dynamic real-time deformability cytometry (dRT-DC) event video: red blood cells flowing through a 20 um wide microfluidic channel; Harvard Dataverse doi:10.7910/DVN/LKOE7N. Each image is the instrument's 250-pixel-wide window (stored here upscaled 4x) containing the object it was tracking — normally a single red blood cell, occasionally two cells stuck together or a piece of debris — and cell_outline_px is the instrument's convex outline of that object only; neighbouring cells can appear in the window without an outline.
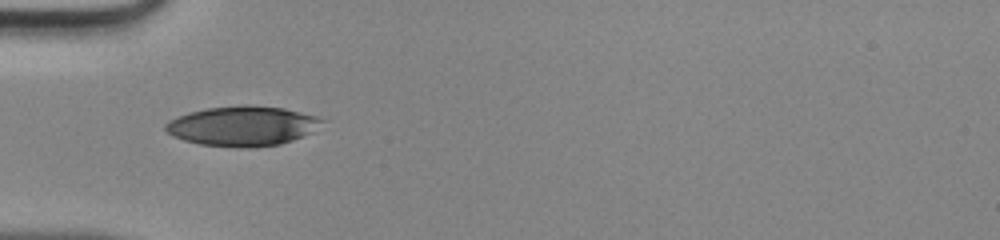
{"species": "human", "species_latin": "Homo sapiens", "temperature_condition": "room temperature", "stored_images_in_passage": 33, "camera_frame_rate_fps": 3000, "um_per_image_px": 0.085, "donor": {"sex": "male"}, "frame": {"image": 1, "passage_image": 1, "time_ms": 0.0, "image_size_px": [1000, 240], "cell_outline_px": [[328, 120], [312, 132], [304, 136], [280, 144], [248, 148], [240, 148], [200, 144], [184, 140], [172, 136], [164, 128], [164, 124], [168, 120], [192, 112], [208, 108], [244, 104], [248, 104], [284, 108], [316, 116]], "centroid_in_image_um": [20.65, 10.71], "position_along_channel_um": 64.4, "area_um2": 36.47}}
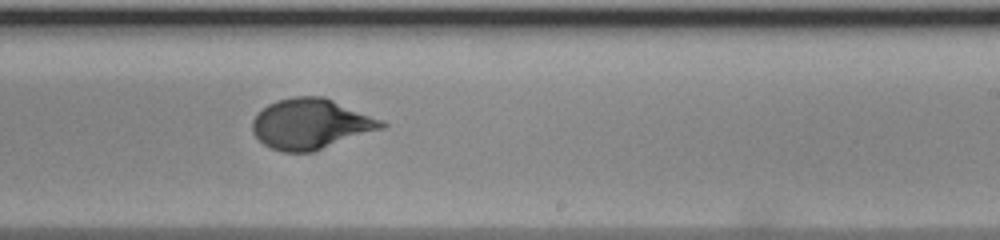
{"frame": {"image": 2, "passage_image": 15, "time_ms": 4.667, "image_size_px": [1000, 240], "cell_outline_px": [[388, 124], [384, 128], [312, 152], [284, 152], [272, 148], [264, 144], [252, 132], [252, 120], [268, 104], [276, 100], [292, 96], [324, 96], [384, 120]], "centroid_in_image_um": [26.45, 10.52], "position_along_channel_um": 262.6, "area_um2": 37.92}}
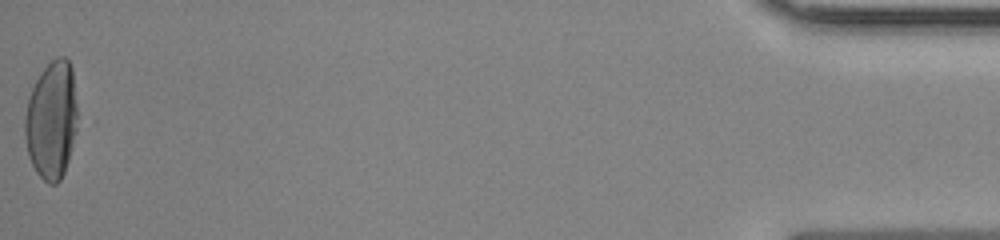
{"frame": {"image": 3, "passage_image": 33, "time_ms": 10.667, "image_size_px": [1000, 240], "cell_outline_px": [[76, 128], [68, 160], [64, 172], [60, 180], [56, 184], [48, 184], [36, 172], [28, 156], [24, 136], [24, 116], [28, 100], [32, 88], [40, 72], [56, 56], [64, 56], [68, 60], [72, 68], [76, 104]], "centroid_in_image_um": [4.36, 10.21], "position_along_channel_um": 430.8, "area_um2": 36.13}}